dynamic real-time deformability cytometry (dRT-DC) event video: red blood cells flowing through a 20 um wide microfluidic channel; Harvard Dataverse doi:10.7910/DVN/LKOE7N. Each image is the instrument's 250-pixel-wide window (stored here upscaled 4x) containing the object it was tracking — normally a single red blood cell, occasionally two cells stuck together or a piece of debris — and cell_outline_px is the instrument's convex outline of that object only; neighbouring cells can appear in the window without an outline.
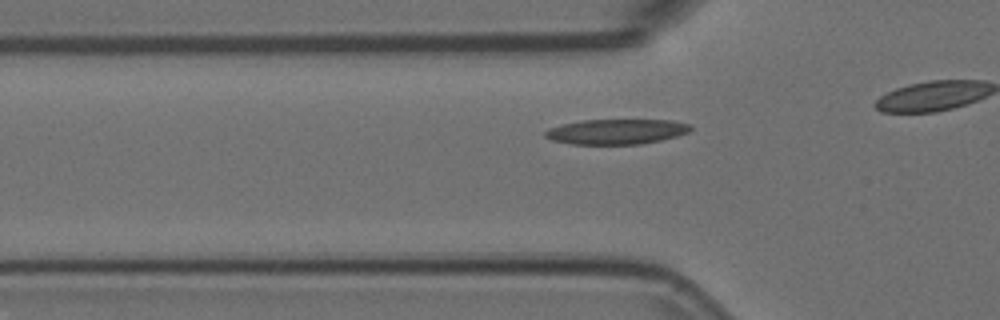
{"species": "Egyptian fruit bat (a non-hibernating species)", "species_latin": "Rousettus aegyptiacus", "temperature_condition": "room temperature", "stored_images_in_passage": 23, "camera_frame_rate_fps": 3000, "um_per_image_px": 0.085, "animal": {"sex": "female"}, "frame": {"image": 1, "passage_image": 11, "time_ms": 3.333, "image_size_px": [1000, 320], "cell_outline_px": [[692, 128], [688, 132], [676, 136], [660, 140], [640, 144], [572, 144], [552, 140], [544, 136], [544, 132], [548, 128], [564, 124], [584, 120], [672, 120], [692, 124]], "centroid_in_image_um": [52.41, 11.18], "position_along_channel_um": 73.4, "area_um2": 21.21}}
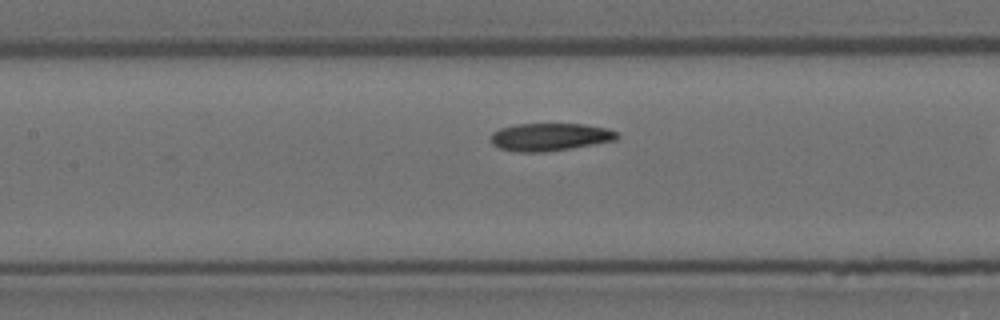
{"frame": {"image": 2, "passage_image": 18, "time_ms": 5.667, "image_size_px": [1000, 320], "cell_outline_px": [[620, 136], [616, 140], [544, 152], [520, 152], [500, 148], [492, 144], [492, 132], [500, 128], [516, 124], [584, 124], [608, 128], [616, 132]], "centroid_in_image_um": [46.74, 11.63], "position_along_channel_um": 160.7, "area_um2": 20.17}}
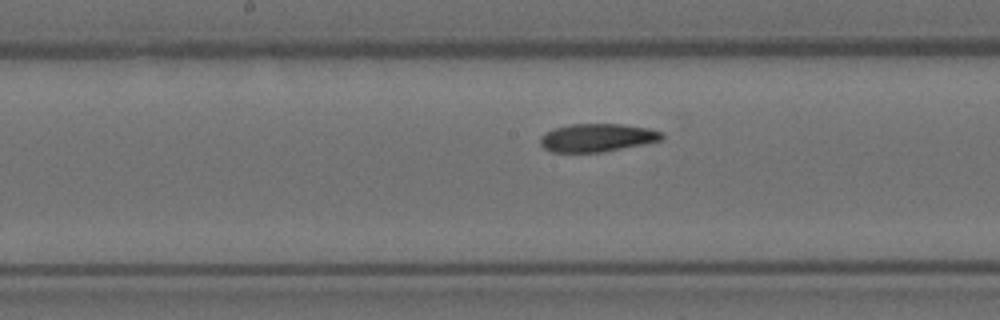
{"frame": {"image": 3, "passage_image": 21, "time_ms": 6.667, "image_size_px": [1000, 320], "cell_outline_px": [[664, 136], [660, 140], [644, 144], [600, 152], [552, 152], [544, 148], [540, 144], [540, 136], [544, 132], [552, 128], [568, 124], [624, 124], [648, 128], [664, 132]], "centroid_in_image_um": [50.72, 11.69], "position_along_channel_um": 197.5, "area_um2": 20.06}}